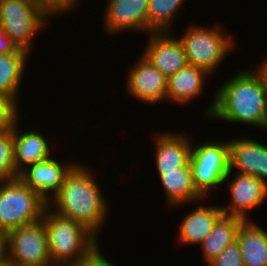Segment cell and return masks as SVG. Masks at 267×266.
<instances>
[{
	"mask_svg": "<svg viewBox=\"0 0 267 266\" xmlns=\"http://www.w3.org/2000/svg\"><path fill=\"white\" fill-rule=\"evenodd\" d=\"M230 171L251 175L267 185V145L242 137L228 141Z\"/></svg>",
	"mask_w": 267,
	"mask_h": 266,
	"instance_id": "cell-13",
	"label": "cell"
},
{
	"mask_svg": "<svg viewBox=\"0 0 267 266\" xmlns=\"http://www.w3.org/2000/svg\"><path fill=\"white\" fill-rule=\"evenodd\" d=\"M243 219L223 215L214 225L211 233L200 244L204 261L209 265L220 253L236 241L238 229Z\"/></svg>",
	"mask_w": 267,
	"mask_h": 266,
	"instance_id": "cell-22",
	"label": "cell"
},
{
	"mask_svg": "<svg viewBox=\"0 0 267 266\" xmlns=\"http://www.w3.org/2000/svg\"><path fill=\"white\" fill-rule=\"evenodd\" d=\"M127 89L133 97L144 103L156 104L166 99L168 78L141 55L128 71Z\"/></svg>",
	"mask_w": 267,
	"mask_h": 266,
	"instance_id": "cell-9",
	"label": "cell"
},
{
	"mask_svg": "<svg viewBox=\"0 0 267 266\" xmlns=\"http://www.w3.org/2000/svg\"><path fill=\"white\" fill-rule=\"evenodd\" d=\"M186 0H148V33L170 32L175 15Z\"/></svg>",
	"mask_w": 267,
	"mask_h": 266,
	"instance_id": "cell-23",
	"label": "cell"
},
{
	"mask_svg": "<svg viewBox=\"0 0 267 266\" xmlns=\"http://www.w3.org/2000/svg\"><path fill=\"white\" fill-rule=\"evenodd\" d=\"M42 221L48 235V249L54 266L78 263L100 240L86 227L46 207Z\"/></svg>",
	"mask_w": 267,
	"mask_h": 266,
	"instance_id": "cell-3",
	"label": "cell"
},
{
	"mask_svg": "<svg viewBox=\"0 0 267 266\" xmlns=\"http://www.w3.org/2000/svg\"><path fill=\"white\" fill-rule=\"evenodd\" d=\"M100 244H96L78 263L72 266H114L101 254Z\"/></svg>",
	"mask_w": 267,
	"mask_h": 266,
	"instance_id": "cell-27",
	"label": "cell"
},
{
	"mask_svg": "<svg viewBox=\"0 0 267 266\" xmlns=\"http://www.w3.org/2000/svg\"><path fill=\"white\" fill-rule=\"evenodd\" d=\"M17 46L11 41L8 35L0 26V55L13 52Z\"/></svg>",
	"mask_w": 267,
	"mask_h": 266,
	"instance_id": "cell-29",
	"label": "cell"
},
{
	"mask_svg": "<svg viewBox=\"0 0 267 266\" xmlns=\"http://www.w3.org/2000/svg\"><path fill=\"white\" fill-rule=\"evenodd\" d=\"M57 14L60 13L46 0H0V26L18 48L30 55L32 38L50 20L48 17Z\"/></svg>",
	"mask_w": 267,
	"mask_h": 266,
	"instance_id": "cell-4",
	"label": "cell"
},
{
	"mask_svg": "<svg viewBox=\"0 0 267 266\" xmlns=\"http://www.w3.org/2000/svg\"><path fill=\"white\" fill-rule=\"evenodd\" d=\"M29 54L25 49L17 47L11 53L0 55V94L11 98L17 105Z\"/></svg>",
	"mask_w": 267,
	"mask_h": 266,
	"instance_id": "cell-21",
	"label": "cell"
},
{
	"mask_svg": "<svg viewBox=\"0 0 267 266\" xmlns=\"http://www.w3.org/2000/svg\"><path fill=\"white\" fill-rule=\"evenodd\" d=\"M75 165L71 162L61 165L51 156L49 159L27 167L18 177L48 203L59 191L66 175Z\"/></svg>",
	"mask_w": 267,
	"mask_h": 266,
	"instance_id": "cell-14",
	"label": "cell"
},
{
	"mask_svg": "<svg viewBox=\"0 0 267 266\" xmlns=\"http://www.w3.org/2000/svg\"><path fill=\"white\" fill-rule=\"evenodd\" d=\"M265 73V79L267 82V59L265 61H262L261 64L258 65Z\"/></svg>",
	"mask_w": 267,
	"mask_h": 266,
	"instance_id": "cell-31",
	"label": "cell"
},
{
	"mask_svg": "<svg viewBox=\"0 0 267 266\" xmlns=\"http://www.w3.org/2000/svg\"><path fill=\"white\" fill-rule=\"evenodd\" d=\"M231 174L232 171H229L224 183L228 182L230 185L232 199L228 206H222L221 209L224 215L250 221L247 212L261 206L267 199V185L254 176L241 173H237L234 179L232 177L229 180Z\"/></svg>",
	"mask_w": 267,
	"mask_h": 266,
	"instance_id": "cell-10",
	"label": "cell"
},
{
	"mask_svg": "<svg viewBox=\"0 0 267 266\" xmlns=\"http://www.w3.org/2000/svg\"><path fill=\"white\" fill-rule=\"evenodd\" d=\"M3 266H13V265H10V264H6V263H5V264H4Z\"/></svg>",
	"mask_w": 267,
	"mask_h": 266,
	"instance_id": "cell-32",
	"label": "cell"
},
{
	"mask_svg": "<svg viewBox=\"0 0 267 266\" xmlns=\"http://www.w3.org/2000/svg\"><path fill=\"white\" fill-rule=\"evenodd\" d=\"M190 167L195 189L204 199L208 198L210 190L222 185L230 171L228 141L192 144Z\"/></svg>",
	"mask_w": 267,
	"mask_h": 266,
	"instance_id": "cell-7",
	"label": "cell"
},
{
	"mask_svg": "<svg viewBox=\"0 0 267 266\" xmlns=\"http://www.w3.org/2000/svg\"><path fill=\"white\" fill-rule=\"evenodd\" d=\"M242 70L222 84L204 111L209 119L241 123L267 131V82L264 71Z\"/></svg>",
	"mask_w": 267,
	"mask_h": 266,
	"instance_id": "cell-1",
	"label": "cell"
},
{
	"mask_svg": "<svg viewBox=\"0 0 267 266\" xmlns=\"http://www.w3.org/2000/svg\"><path fill=\"white\" fill-rule=\"evenodd\" d=\"M208 266H244L237 240L228 245Z\"/></svg>",
	"mask_w": 267,
	"mask_h": 266,
	"instance_id": "cell-26",
	"label": "cell"
},
{
	"mask_svg": "<svg viewBox=\"0 0 267 266\" xmlns=\"http://www.w3.org/2000/svg\"><path fill=\"white\" fill-rule=\"evenodd\" d=\"M236 240L241 249L244 266H267V231L256 223L244 221Z\"/></svg>",
	"mask_w": 267,
	"mask_h": 266,
	"instance_id": "cell-20",
	"label": "cell"
},
{
	"mask_svg": "<svg viewBox=\"0 0 267 266\" xmlns=\"http://www.w3.org/2000/svg\"><path fill=\"white\" fill-rule=\"evenodd\" d=\"M203 26H189L180 36L188 63L205 70L211 74L219 68L218 66L234 49V38L224 33L218 24L207 28ZM220 28V29H219Z\"/></svg>",
	"mask_w": 267,
	"mask_h": 266,
	"instance_id": "cell-6",
	"label": "cell"
},
{
	"mask_svg": "<svg viewBox=\"0 0 267 266\" xmlns=\"http://www.w3.org/2000/svg\"><path fill=\"white\" fill-rule=\"evenodd\" d=\"M6 264L54 266L48 249V235L42 220L7 233Z\"/></svg>",
	"mask_w": 267,
	"mask_h": 266,
	"instance_id": "cell-8",
	"label": "cell"
},
{
	"mask_svg": "<svg viewBox=\"0 0 267 266\" xmlns=\"http://www.w3.org/2000/svg\"><path fill=\"white\" fill-rule=\"evenodd\" d=\"M159 177L169 208L195 201L200 203L204 199L194 187L190 162L177 171L163 172Z\"/></svg>",
	"mask_w": 267,
	"mask_h": 266,
	"instance_id": "cell-19",
	"label": "cell"
},
{
	"mask_svg": "<svg viewBox=\"0 0 267 266\" xmlns=\"http://www.w3.org/2000/svg\"><path fill=\"white\" fill-rule=\"evenodd\" d=\"M106 4L103 28L108 35L121 31L148 33V0H108Z\"/></svg>",
	"mask_w": 267,
	"mask_h": 266,
	"instance_id": "cell-11",
	"label": "cell"
},
{
	"mask_svg": "<svg viewBox=\"0 0 267 266\" xmlns=\"http://www.w3.org/2000/svg\"><path fill=\"white\" fill-rule=\"evenodd\" d=\"M18 118L13 125L14 168L18 176L27 167L51 157L50 144L39 131H19Z\"/></svg>",
	"mask_w": 267,
	"mask_h": 266,
	"instance_id": "cell-16",
	"label": "cell"
},
{
	"mask_svg": "<svg viewBox=\"0 0 267 266\" xmlns=\"http://www.w3.org/2000/svg\"><path fill=\"white\" fill-rule=\"evenodd\" d=\"M18 177L14 168L13 128L0 133V183Z\"/></svg>",
	"mask_w": 267,
	"mask_h": 266,
	"instance_id": "cell-24",
	"label": "cell"
},
{
	"mask_svg": "<svg viewBox=\"0 0 267 266\" xmlns=\"http://www.w3.org/2000/svg\"><path fill=\"white\" fill-rule=\"evenodd\" d=\"M47 206L19 177L0 183V228L6 233L42 220Z\"/></svg>",
	"mask_w": 267,
	"mask_h": 266,
	"instance_id": "cell-5",
	"label": "cell"
},
{
	"mask_svg": "<svg viewBox=\"0 0 267 266\" xmlns=\"http://www.w3.org/2000/svg\"><path fill=\"white\" fill-rule=\"evenodd\" d=\"M18 106L11 98L0 94V133L13 128L19 118Z\"/></svg>",
	"mask_w": 267,
	"mask_h": 266,
	"instance_id": "cell-25",
	"label": "cell"
},
{
	"mask_svg": "<svg viewBox=\"0 0 267 266\" xmlns=\"http://www.w3.org/2000/svg\"><path fill=\"white\" fill-rule=\"evenodd\" d=\"M155 133V159L158 176L163 172L177 171L190 162L192 151L191 137L187 134L175 132Z\"/></svg>",
	"mask_w": 267,
	"mask_h": 266,
	"instance_id": "cell-15",
	"label": "cell"
},
{
	"mask_svg": "<svg viewBox=\"0 0 267 266\" xmlns=\"http://www.w3.org/2000/svg\"><path fill=\"white\" fill-rule=\"evenodd\" d=\"M7 233L0 228V266L6 263Z\"/></svg>",
	"mask_w": 267,
	"mask_h": 266,
	"instance_id": "cell-30",
	"label": "cell"
},
{
	"mask_svg": "<svg viewBox=\"0 0 267 266\" xmlns=\"http://www.w3.org/2000/svg\"><path fill=\"white\" fill-rule=\"evenodd\" d=\"M84 166L76 163L66 175L59 191L48 202V207L80 223L99 239V230L106 221L110 206L92 171Z\"/></svg>",
	"mask_w": 267,
	"mask_h": 266,
	"instance_id": "cell-2",
	"label": "cell"
},
{
	"mask_svg": "<svg viewBox=\"0 0 267 266\" xmlns=\"http://www.w3.org/2000/svg\"><path fill=\"white\" fill-rule=\"evenodd\" d=\"M49 2L59 13H68L69 11L75 10L79 0H46Z\"/></svg>",
	"mask_w": 267,
	"mask_h": 266,
	"instance_id": "cell-28",
	"label": "cell"
},
{
	"mask_svg": "<svg viewBox=\"0 0 267 266\" xmlns=\"http://www.w3.org/2000/svg\"><path fill=\"white\" fill-rule=\"evenodd\" d=\"M223 215L221 206H197L183 218L178 228V240L185 245L201 244Z\"/></svg>",
	"mask_w": 267,
	"mask_h": 266,
	"instance_id": "cell-17",
	"label": "cell"
},
{
	"mask_svg": "<svg viewBox=\"0 0 267 266\" xmlns=\"http://www.w3.org/2000/svg\"><path fill=\"white\" fill-rule=\"evenodd\" d=\"M142 55L167 78L187 66L188 59L179 37L171 32L150 33Z\"/></svg>",
	"mask_w": 267,
	"mask_h": 266,
	"instance_id": "cell-12",
	"label": "cell"
},
{
	"mask_svg": "<svg viewBox=\"0 0 267 266\" xmlns=\"http://www.w3.org/2000/svg\"><path fill=\"white\" fill-rule=\"evenodd\" d=\"M209 74L198 67L188 64L176 74L168 78L166 100L176 104H189L191 99L200 97L205 87L204 83Z\"/></svg>",
	"mask_w": 267,
	"mask_h": 266,
	"instance_id": "cell-18",
	"label": "cell"
}]
</instances>
